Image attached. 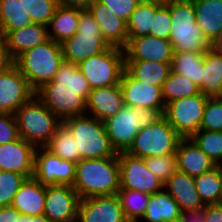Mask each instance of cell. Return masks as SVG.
I'll list each match as a JSON object with an SVG mask.
<instances>
[{"label": "cell", "mask_w": 222, "mask_h": 222, "mask_svg": "<svg viewBox=\"0 0 222 222\" xmlns=\"http://www.w3.org/2000/svg\"><path fill=\"white\" fill-rule=\"evenodd\" d=\"M73 187L80 199L113 196L120 189L118 154L100 159H81L76 163Z\"/></svg>", "instance_id": "1"}, {"label": "cell", "mask_w": 222, "mask_h": 222, "mask_svg": "<svg viewBox=\"0 0 222 222\" xmlns=\"http://www.w3.org/2000/svg\"><path fill=\"white\" fill-rule=\"evenodd\" d=\"M64 62L62 46L52 39L20 54L12 63L26 77L36 91L51 82Z\"/></svg>", "instance_id": "2"}, {"label": "cell", "mask_w": 222, "mask_h": 222, "mask_svg": "<svg viewBox=\"0 0 222 222\" xmlns=\"http://www.w3.org/2000/svg\"><path fill=\"white\" fill-rule=\"evenodd\" d=\"M163 112L164 109L121 108L114 116L103 121L112 147L117 153L126 152L139 130L156 123L163 117Z\"/></svg>", "instance_id": "3"}, {"label": "cell", "mask_w": 222, "mask_h": 222, "mask_svg": "<svg viewBox=\"0 0 222 222\" xmlns=\"http://www.w3.org/2000/svg\"><path fill=\"white\" fill-rule=\"evenodd\" d=\"M169 9L172 23L169 41L174 52H205L211 49V42L196 23L192 1L170 3Z\"/></svg>", "instance_id": "4"}, {"label": "cell", "mask_w": 222, "mask_h": 222, "mask_svg": "<svg viewBox=\"0 0 222 222\" xmlns=\"http://www.w3.org/2000/svg\"><path fill=\"white\" fill-rule=\"evenodd\" d=\"M14 116L20 138L35 147H44L62 124L35 95Z\"/></svg>", "instance_id": "5"}, {"label": "cell", "mask_w": 222, "mask_h": 222, "mask_svg": "<svg viewBox=\"0 0 222 222\" xmlns=\"http://www.w3.org/2000/svg\"><path fill=\"white\" fill-rule=\"evenodd\" d=\"M62 123L74 136L82 159L108 158L118 154L110 143L103 121L83 115L67 118Z\"/></svg>", "instance_id": "6"}, {"label": "cell", "mask_w": 222, "mask_h": 222, "mask_svg": "<svg viewBox=\"0 0 222 222\" xmlns=\"http://www.w3.org/2000/svg\"><path fill=\"white\" fill-rule=\"evenodd\" d=\"M61 46L64 61L75 65L111 47L102 36L99 25L89 10L81 11L77 32Z\"/></svg>", "instance_id": "7"}, {"label": "cell", "mask_w": 222, "mask_h": 222, "mask_svg": "<svg viewBox=\"0 0 222 222\" xmlns=\"http://www.w3.org/2000/svg\"><path fill=\"white\" fill-rule=\"evenodd\" d=\"M181 139L169 122L162 117L156 123L140 129L126 152L139 158L170 155L176 153Z\"/></svg>", "instance_id": "8"}, {"label": "cell", "mask_w": 222, "mask_h": 222, "mask_svg": "<svg viewBox=\"0 0 222 222\" xmlns=\"http://www.w3.org/2000/svg\"><path fill=\"white\" fill-rule=\"evenodd\" d=\"M91 89L120 84L125 71L124 49L110 47L78 64Z\"/></svg>", "instance_id": "9"}, {"label": "cell", "mask_w": 222, "mask_h": 222, "mask_svg": "<svg viewBox=\"0 0 222 222\" xmlns=\"http://www.w3.org/2000/svg\"><path fill=\"white\" fill-rule=\"evenodd\" d=\"M208 96L199 93L165 104L163 117L182 139H190L200 130Z\"/></svg>", "instance_id": "10"}, {"label": "cell", "mask_w": 222, "mask_h": 222, "mask_svg": "<svg viewBox=\"0 0 222 222\" xmlns=\"http://www.w3.org/2000/svg\"><path fill=\"white\" fill-rule=\"evenodd\" d=\"M118 161L120 189L137 190L150 195L164 189V183L147 169L144 158L119 152Z\"/></svg>", "instance_id": "11"}, {"label": "cell", "mask_w": 222, "mask_h": 222, "mask_svg": "<svg viewBox=\"0 0 222 222\" xmlns=\"http://www.w3.org/2000/svg\"><path fill=\"white\" fill-rule=\"evenodd\" d=\"M76 163L51 154L44 147H36L33 177L43 186L74 184Z\"/></svg>", "instance_id": "12"}, {"label": "cell", "mask_w": 222, "mask_h": 222, "mask_svg": "<svg viewBox=\"0 0 222 222\" xmlns=\"http://www.w3.org/2000/svg\"><path fill=\"white\" fill-rule=\"evenodd\" d=\"M34 95L28 80L13 63L0 72V113L14 115Z\"/></svg>", "instance_id": "13"}, {"label": "cell", "mask_w": 222, "mask_h": 222, "mask_svg": "<svg viewBox=\"0 0 222 222\" xmlns=\"http://www.w3.org/2000/svg\"><path fill=\"white\" fill-rule=\"evenodd\" d=\"M35 96L61 121L86 115V100L69 87H40Z\"/></svg>", "instance_id": "14"}, {"label": "cell", "mask_w": 222, "mask_h": 222, "mask_svg": "<svg viewBox=\"0 0 222 222\" xmlns=\"http://www.w3.org/2000/svg\"><path fill=\"white\" fill-rule=\"evenodd\" d=\"M79 202L71 185L46 186L44 215L52 222H77Z\"/></svg>", "instance_id": "15"}, {"label": "cell", "mask_w": 222, "mask_h": 222, "mask_svg": "<svg viewBox=\"0 0 222 222\" xmlns=\"http://www.w3.org/2000/svg\"><path fill=\"white\" fill-rule=\"evenodd\" d=\"M124 106L165 109L162 87L134 79L126 70L121 81Z\"/></svg>", "instance_id": "16"}, {"label": "cell", "mask_w": 222, "mask_h": 222, "mask_svg": "<svg viewBox=\"0 0 222 222\" xmlns=\"http://www.w3.org/2000/svg\"><path fill=\"white\" fill-rule=\"evenodd\" d=\"M77 222H128L117 195L80 199Z\"/></svg>", "instance_id": "17"}, {"label": "cell", "mask_w": 222, "mask_h": 222, "mask_svg": "<svg viewBox=\"0 0 222 222\" xmlns=\"http://www.w3.org/2000/svg\"><path fill=\"white\" fill-rule=\"evenodd\" d=\"M125 61L172 63L174 49L167 39L145 35L131 39L124 48Z\"/></svg>", "instance_id": "18"}, {"label": "cell", "mask_w": 222, "mask_h": 222, "mask_svg": "<svg viewBox=\"0 0 222 222\" xmlns=\"http://www.w3.org/2000/svg\"><path fill=\"white\" fill-rule=\"evenodd\" d=\"M36 147L22 138L0 145V170L24 175L27 179L34 174Z\"/></svg>", "instance_id": "19"}, {"label": "cell", "mask_w": 222, "mask_h": 222, "mask_svg": "<svg viewBox=\"0 0 222 222\" xmlns=\"http://www.w3.org/2000/svg\"><path fill=\"white\" fill-rule=\"evenodd\" d=\"M124 107L120 84L91 89L86 102V115L105 121Z\"/></svg>", "instance_id": "20"}, {"label": "cell", "mask_w": 222, "mask_h": 222, "mask_svg": "<svg viewBox=\"0 0 222 222\" xmlns=\"http://www.w3.org/2000/svg\"><path fill=\"white\" fill-rule=\"evenodd\" d=\"M8 58L13 62L20 54L49 39L48 26L33 23L8 31L3 37Z\"/></svg>", "instance_id": "21"}, {"label": "cell", "mask_w": 222, "mask_h": 222, "mask_svg": "<svg viewBox=\"0 0 222 222\" xmlns=\"http://www.w3.org/2000/svg\"><path fill=\"white\" fill-rule=\"evenodd\" d=\"M106 9V5L94 0L90 5L89 12L98 23L102 36L110 46L124 49L128 43L127 23Z\"/></svg>", "instance_id": "22"}, {"label": "cell", "mask_w": 222, "mask_h": 222, "mask_svg": "<svg viewBox=\"0 0 222 222\" xmlns=\"http://www.w3.org/2000/svg\"><path fill=\"white\" fill-rule=\"evenodd\" d=\"M177 170L193 178L211 171L216 163L210 159L191 139H181L176 149Z\"/></svg>", "instance_id": "23"}, {"label": "cell", "mask_w": 222, "mask_h": 222, "mask_svg": "<svg viewBox=\"0 0 222 222\" xmlns=\"http://www.w3.org/2000/svg\"><path fill=\"white\" fill-rule=\"evenodd\" d=\"M164 189L177 202L181 212L205 206L197 192L194 178L187 173L176 170L164 183Z\"/></svg>", "instance_id": "24"}, {"label": "cell", "mask_w": 222, "mask_h": 222, "mask_svg": "<svg viewBox=\"0 0 222 222\" xmlns=\"http://www.w3.org/2000/svg\"><path fill=\"white\" fill-rule=\"evenodd\" d=\"M46 186L34 177L28 178L13 197L11 206L20 214L39 216L44 215Z\"/></svg>", "instance_id": "25"}, {"label": "cell", "mask_w": 222, "mask_h": 222, "mask_svg": "<svg viewBox=\"0 0 222 222\" xmlns=\"http://www.w3.org/2000/svg\"><path fill=\"white\" fill-rule=\"evenodd\" d=\"M194 4L196 23L212 43L222 31V0H198Z\"/></svg>", "instance_id": "26"}, {"label": "cell", "mask_w": 222, "mask_h": 222, "mask_svg": "<svg viewBox=\"0 0 222 222\" xmlns=\"http://www.w3.org/2000/svg\"><path fill=\"white\" fill-rule=\"evenodd\" d=\"M181 209L165 190L150 195L146 212L139 222H179Z\"/></svg>", "instance_id": "27"}, {"label": "cell", "mask_w": 222, "mask_h": 222, "mask_svg": "<svg viewBox=\"0 0 222 222\" xmlns=\"http://www.w3.org/2000/svg\"><path fill=\"white\" fill-rule=\"evenodd\" d=\"M199 92L208 97H222V53L205 51Z\"/></svg>", "instance_id": "28"}, {"label": "cell", "mask_w": 222, "mask_h": 222, "mask_svg": "<svg viewBox=\"0 0 222 222\" xmlns=\"http://www.w3.org/2000/svg\"><path fill=\"white\" fill-rule=\"evenodd\" d=\"M82 10L58 6L48 25V36L62 44L77 32Z\"/></svg>", "instance_id": "29"}, {"label": "cell", "mask_w": 222, "mask_h": 222, "mask_svg": "<svg viewBox=\"0 0 222 222\" xmlns=\"http://www.w3.org/2000/svg\"><path fill=\"white\" fill-rule=\"evenodd\" d=\"M125 70L134 78L163 87L171 72V63L157 61H125Z\"/></svg>", "instance_id": "30"}, {"label": "cell", "mask_w": 222, "mask_h": 222, "mask_svg": "<svg viewBox=\"0 0 222 222\" xmlns=\"http://www.w3.org/2000/svg\"><path fill=\"white\" fill-rule=\"evenodd\" d=\"M33 23L26 12L25 0H0V36Z\"/></svg>", "instance_id": "31"}, {"label": "cell", "mask_w": 222, "mask_h": 222, "mask_svg": "<svg viewBox=\"0 0 222 222\" xmlns=\"http://www.w3.org/2000/svg\"><path fill=\"white\" fill-rule=\"evenodd\" d=\"M41 87H69L74 88L77 94L88 100L91 87L88 80L84 77L78 65L64 61L54 79L45 83Z\"/></svg>", "instance_id": "32"}, {"label": "cell", "mask_w": 222, "mask_h": 222, "mask_svg": "<svg viewBox=\"0 0 222 222\" xmlns=\"http://www.w3.org/2000/svg\"><path fill=\"white\" fill-rule=\"evenodd\" d=\"M205 52H174L171 69L173 72L186 76L198 87L202 81V70Z\"/></svg>", "instance_id": "33"}, {"label": "cell", "mask_w": 222, "mask_h": 222, "mask_svg": "<svg viewBox=\"0 0 222 222\" xmlns=\"http://www.w3.org/2000/svg\"><path fill=\"white\" fill-rule=\"evenodd\" d=\"M155 15L156 2L142 0L126 22L128 42L133 38L149 35Z\"/></svg>", "instance_id": "34"}, {"label": "cell", "mask_w": 222, "mask_h": 222, "mask_svg": "<svg viewBox=\"0 0 222 222\" xmlns=\"http://www.w3.org/2000/svg\"><path fill=\"white\" fill-rule=\"evenodd\" d=\"M51 154L67 161L78 163L82 158L70 130L62 123L44 146Z\"/></svg>", "instance_id": "35"}, {"label": "cell", "mask_w": 222, "mask_h": 222, "mask_svg": "<svg viewBox=\"0 0 222 222\" xmlns=\"http://www.w3.org/2000/svg\"><path fill=\"white\" fill-rule=\"evenodd\" d=\"M116 195L128 222H139L146 212L150 194L131 189H119Z\"/></svg>", "instance_id": "36"}, {"label": "cell", "mask_w": 222, "mask_h": 222, "mask_svg": "<svg viewBox=\"0 0 222 222\" xmlns=\"http://www.w3.org/2000/svg\"><path fill=\"white\" fill-rule=\"evenodd\" d=\"M199 93V88L193 81L172 70L162 87V97L165 104L177 99L192 97Z\"/></svg>", "instance_id": "37"}, {"label": "cell", "mask_w": 222, "mask_h": 222, "mask_svg": "<svg viewBox=\"0 0 222 222\" xmlns=\"http://www.w3.org/2000/svg\"><path fill=\"white\" fill-rule=\"evenodd\" d=\"M201 201L206 204L222 203V182L217 166L194 178Z\"/></svg>", "instance_id": "38"}, {"label": "cell", "mask_w": 222, "mask_h": 222, "mask_svg": "<svg viewBox=\"0 0 222 222\" xmlns=\"http://www.w3.org/2000/svg\"><path fill=\"white\" fill-rule=\"evenodd\" d=\"M190 139L216 164L222 162V131L199 130Z\"/></svg>", "instance_id": "39"}, {"label": "cell", "mask_w": 222, "mask_h": 222, "mask_svg": "<svg viewBox=\"0 0 222 222\" xmlns=\"http://www.w3.org/2000/svg\"><path fill=\"white\" fill-rule=\"evenodd\" d=\"M25 6L34 23L48 26L59 4L58 0H25Z\"/></svg>", "instance_id": "40"}, {"label": "cell", "mask_w": 222, "mask_h": 222, "mask_svg": "<svg viewBox=\"0 0 222 222\" xmlns=\"http://www.w3.org/2000/svg\"><path fill=\"white\" fill-rule=\"evenodd\" d=\"M26 179L24 175L0 170V207L11 205L13 197Z\"/></svg>", "instance_id": "41"}, {"label": "cell", "mask_w": 222, "mask_h": 222, "mask_svg": "<svg viewBox=\"0 0 222 222\" xmlns=\"http://www.w3.org/2000/svg\"><path fill=\"white\" fill-rule=\"evenodd\" d=\"M148 170L165 183L177 170L176 153L144 158Z\"/></svg>", "instance_id": "42"}, {"label": "cell", "mask_w": 222, "mask_h": 222, "mask_svg": "<svg viewBox=\"0 0 222 222\" xmlns=\"http://www.w3.org/2000/svg\"><path fill=\"white\" fill-rule=\"evenodd\" d=\"M200 130L222 131V97H208Z\"/></svg>", "instance_id": "43"}, {"label": "cell", "mask_w": 222, "mask_h": 222, "mask_svg": "<svg viewBox=\"0 0 222 222\" xmlns=\"http://www.w3.org/2000/svg\"><path fill=\"white\" fill-rule=\"evenodd\" d=\"M171 24L169 4L163 5L156 3V15L153 19L149 35L169 40Z\"/></svg>", "instance_id": "44"}, {"label": "cell", "mask_w": 222, "mask_h": 222, "mask_svg": "<svg viewBox=\"0 0 222 222\" xmlns=\"http://www.w3.org/2000/svg\"><path fill=\"white\" fill-rule=\"evenodd\" d=\"M102 4L106 5L107 11L113 12L115 16H118L125 20H129L131 14L142 0H98Z\"/></svg>", "instance_id": "45"}, {"label": "cell", "mask_w": 222, "mask_h": 222, "mask_svg": "<svg viewBox=\"0 0 222 222\" xmlns=\"http://www.w3.org/2000/svg\"><path fill=\"white\" fill-rule=\"evenodd\" d=\"M16 118L13 114L0 113V145L19 138Z\"/></svg>", "instance_id": "46"}, {"label": "cell", "mask_w": 222, "mask_h": 222, "mask_svg": "<svg viewBox=\"0 0 222 222\" xmlns=\"http://www.w3.org/2000/svg\"><path fill=\"white\" fill-rule=\"evenodd\" d=\"M179 222H206L205 206L196 210L181 212Z\"/></svg>", "instance_id": "47"}, {"label": "cell", "mask_w": 222, "mask_h": 222, "mask_svg": "<svg viewBox=\"0 0 222 222\" xmlns=\"http://www.w3.org/2000/svg\"><path fill=\"white\" fill-rule=\"evenodd\" d=\"M206 222H222V203L205 205Z\"/></svg>", "instance_id": "48"}, {"label": "cell", "mask_w": 222, "mask_h": 222, "mask_svg": "<svg viewBox=\"0 0 222 222\" xmlns=\"http://www.w3.org/2000/svg\"><path fill=\"white\" fill-rule=\"evenodd\" d=\"M20 215L11 205L0 207V222H20Z\"/></svg>", "instance_id": "49"}, {"label": "cell", "mask_w": 222, "mask_h": 222, "mask_svg": "<svg viewBox=\"0 0 222 222\" xmlns=\"http://www.w3.org/2000/svg\"><path fill=\"white\" fill-rule=\"evenodd\" d=\"M94 0H58V4L67 8H75L82 11L89 10Z\"/></svg>", "instance_id": "50"}, {"label": "cell", "mask_w": 222, "mask_h": 222, "mask_svg": "<svg viewBox=\"0 0 222 222\" xmlns=\"http://www.w3.org/2000/svg\"><path fill=\"white\" fill-rule=\"evenodd\" d=\"M12 63L7 56L4 41L0 36V72H2L8 65Z\"/></svg>", "instance_id": "51"}, {"label": "cell", "mask_w": 222, "mask_h": 222, "mask_svg": "<svg viewBox=\"0 0 222 222\" xmlns=\"http://www.w3.org/2000/svg\"><path fill=\"white\" fill-rule=\"evenodd\" d=\"M20 222H52V221L45 215L30 216V215L21 214Z\"/></svg>", "instance_id": "52"}, {"label": "cell", "mask_w": 222, "mask_h": 222, "mask_svg": "<svg viewBox=\"0 0 222 222\" xmlns=\"http://www.w3.org/2000/svg\"><path fill=\"white\" fill-rule=\"evenodd\" d=\"M211 48L217 52L222 53V31L211 43Z\"/></svg>", "instance_id": "53"}, {"label": "cell", "mask_w": 222, "mask_h": 222, "mask_svg": "<svg viewBox=\"0 0 222 222\" xmlns=\"http://www.w3.org/2000/svg\"><path fill=\"white\" fill-rule=\"evenodd\" d=\"M152 1L159 3V4L167 5L170 3H175V2H179V1H183V0H152Z\"/></svg>", "instance_id": "54"}, {"label": "cell", "mask_w": 222, "mask_h": 222, "mask_svg": "<svg viewBox=\"0 0 222 222\" xmlns=\"http://www.w3.org/2000/svg\"><path fill=\"white\" fill-rule=\"evenodd\" d=\"M217 169L219 171L220 177H221V182H222V162L216 164Z\"/></svg>", "instance_id": "55"}]
</instances>
